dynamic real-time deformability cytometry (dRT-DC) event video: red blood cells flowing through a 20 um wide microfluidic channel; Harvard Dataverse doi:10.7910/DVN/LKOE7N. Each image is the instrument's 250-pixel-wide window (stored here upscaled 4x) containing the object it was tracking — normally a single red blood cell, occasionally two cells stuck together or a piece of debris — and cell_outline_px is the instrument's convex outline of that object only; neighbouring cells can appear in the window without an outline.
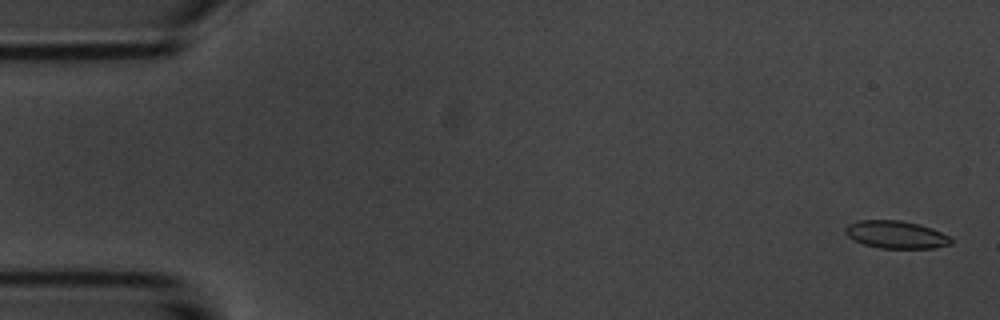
{"species": "common noctule bat (a hibernating species)", "species_latin": "Nyctalus noctula", "temperature_condition": "room temperature", "stored_images_in_passage": 5, "camera_frame_rate_fps": 3000, "um_per_image_px": 0.085, "animal": {"sex": "male", "body_mass_g": 20.1, "forearm_length_mm": 53.5}, "frame": {"image": 1, "passage_image": 1, "time_ms": 0.0, "image_size_px": [1000, 320], "cell_outline_px": [[952, 244], [936, 248], [880, 248], [864, 244], [848, 236], [844, 232], [844, 228], [848, 224], [856, 220], [900, 220], [920, 224], [932, 228], [948, 236], [952, 240]], "centroid_in_image_um": [76.16, 19.93], "position_along_channel_um": 8.8, "area_um2": 17.05}}
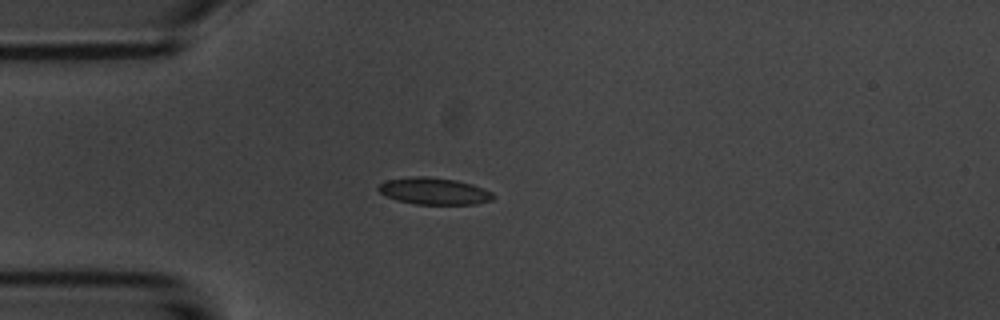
{"frame": {"image": 2, "passage_image": 5, "time_ms": 4.333, "image_size_px": [1000, 320], "cell_outline_px": [[496, 196], [492, 200], [476, 204], [416, 204], [396, 200], [380, 192], [376, 188], [380, 184], [388, 180], [412, 176], [428, 176], [456, 180], [472, 184], [484, 188], [492, 192]], "centroid_in_image_um": [36.93, 16.24], "position_along_channel_um": 48.1, "area_um2": 17.98}}